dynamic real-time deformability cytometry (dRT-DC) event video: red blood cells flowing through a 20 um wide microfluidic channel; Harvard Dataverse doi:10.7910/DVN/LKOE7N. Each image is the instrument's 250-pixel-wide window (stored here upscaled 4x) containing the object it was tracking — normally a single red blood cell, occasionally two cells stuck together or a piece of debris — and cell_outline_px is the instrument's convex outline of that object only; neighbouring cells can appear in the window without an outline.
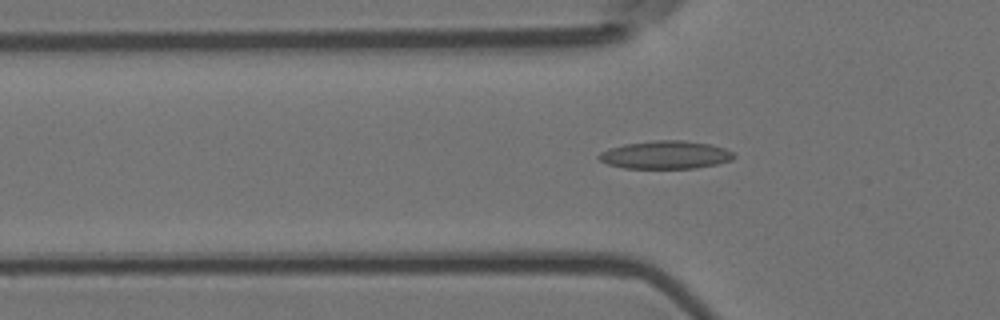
{"species": "Egyptian fruit bat (a non-hibernating species)", "species_latin": "Rousettus aegyptiacus", "temperature_condition": "room temperature", "stored_images_in_passage": 49, "camera_frame_rate_fps": 3000, "um_per_image_px": 0.085, "animal": {"sex": "female"}, "frame": {"image": 1, "passage_image": 18, "time_ms": 5.667, "image_size_px": [1000, 320], "cell_outline_px": [[736, 156], [732, 160], [716, 164], [696, 168], [624, 168], [608, 164], [600, 160], [596, 156], [600, 152], [608, 148], [624, 144], [652, 140], [684, 140], [712, 144], [724, 148], [732, 152]], "centroid_in_image_um": [56.56, 13.15], "position_along_channel_um": 69.2, "area_um2": 22.2}}
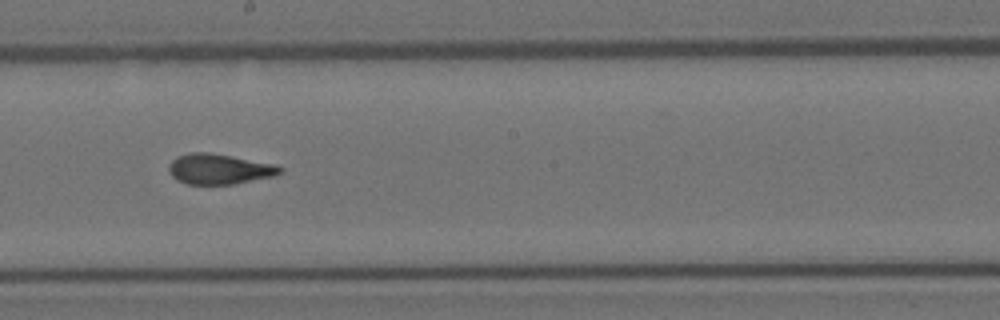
{"frame": {"image": 2, "passage_image": 31, "time_ms": 10.0, "image_size_px": [1000, 320], "cell_outline_px": [[284, 172], [272, 176], [232, 184], [188, 184], [176, 180], [168, 172], [168, 164], [176, 156], [188, 152], [212, 152], [276, 164], [284, 168]], "centroid_in_image_um": [18.61, 14.35], "position_along_channel_um": 229.6, "area_um2": 19.94}}
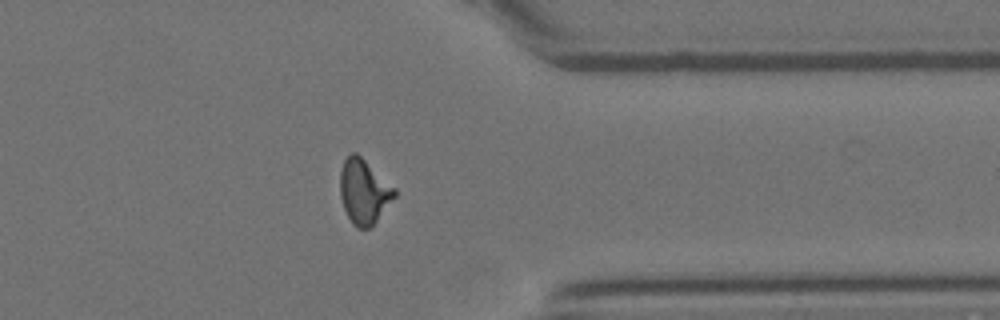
{"frame": {"image": 3, "passage_image": 44, "time_ms": 14.333, "image_size_px": [1000, 320], "cell_outline_px": [[396, 196], [372, 228], [356, 228], [352, 224], [344, 208], [340, 196], [340, 172], [344, 160], [352, 152], [356, 152], [396, 188]], "centroid_in_image_um": [30.95, 16.31], "position_along_channel_um": 380.5, "area_um2": 20.63}, "authors_computed_cell_mechanics": {"area_um2": 19.9988, "velocity_mm_per_s": 3.6777, "shape_relaxation_time_tau1_ms": null, "shape_relaxation_time_tau2_ms": 1.5954, "deformation_change_tau1": null, "deformation_change_tau2": 0.0786}}